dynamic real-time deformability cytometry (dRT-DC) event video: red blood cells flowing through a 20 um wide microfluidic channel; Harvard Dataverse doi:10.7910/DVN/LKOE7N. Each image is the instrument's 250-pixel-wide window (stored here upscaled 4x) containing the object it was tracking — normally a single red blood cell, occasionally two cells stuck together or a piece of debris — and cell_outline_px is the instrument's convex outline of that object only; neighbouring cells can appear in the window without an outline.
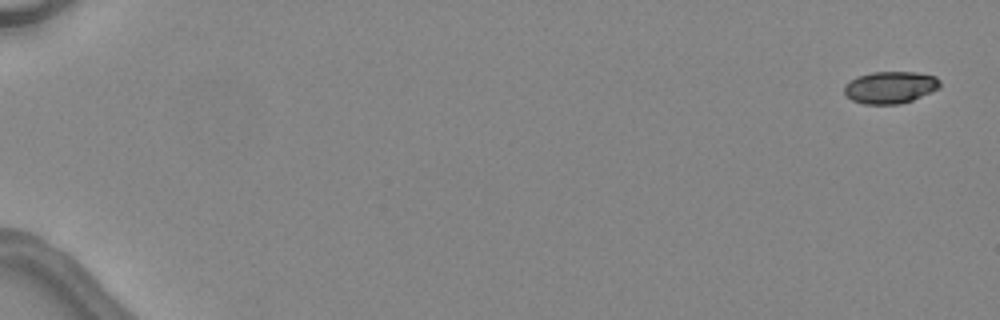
{"species": "common noctule bat (a hibernating species)", "species_latin": "Nyctalus noctula", "temperature_condition": "warm", "stored_images_in_passage": 3, "camera_frame_rate_fps": 3000, "um_per_image_px": 0.085, "animal": {"sex": "female", "body_mass_g": 24.6, "forearm_length_mm": 56.2}, "frame": {"image": 1, "passage_image": 1, "time_ms": 0.0, "image_size_px": [1000, 320], "cell_outline_px": [[940, 88], [912, 100], [900, 104], [864, 104], [852, 100], [844, 92], [844, 84], [856, 76], [872, 72], [916, 72], [936, 76], [940, 80]], "centroid_in_image_um": [75.67, 7.42], "position_along_channel_um": 9.3, "area_um2": 17.98}}